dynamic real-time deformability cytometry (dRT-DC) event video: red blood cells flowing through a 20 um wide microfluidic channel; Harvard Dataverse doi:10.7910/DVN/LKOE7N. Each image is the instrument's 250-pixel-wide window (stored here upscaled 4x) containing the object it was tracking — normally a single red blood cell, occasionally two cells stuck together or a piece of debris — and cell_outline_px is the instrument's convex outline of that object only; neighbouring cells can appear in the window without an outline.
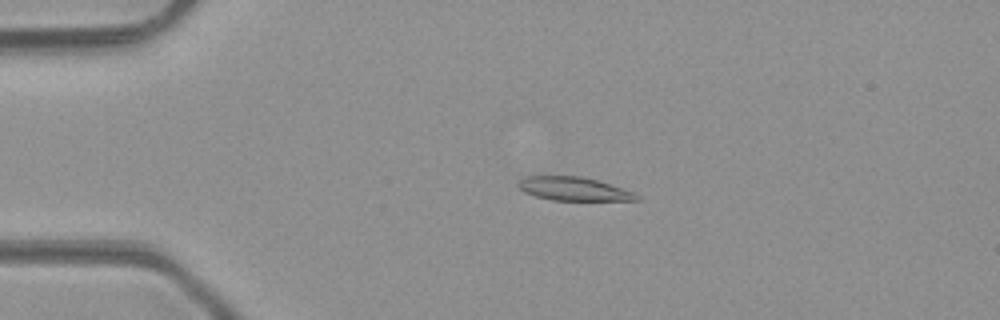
{"species": "common noctule bat (a hibernating species)", "species_latin": "Nyctalus noctula", "temperature_condition": "room temperature", "stored_images_in_passage": 49, "camera_frame_rate_fps": 3000, "um_per_image_px": 0.085, "animal": {"sex": "male", "body_mass_g": 23.1, "forearm_length_mm": 52.7}, "frame": {"image": 1, "passage_image": 11, "time_ms": 3.333, "image_size_px": [1000, 320], "cell_outline_px": [[640, 200], [552, 200], [536, 196], [524, 192], [516, 184], [520, 180], [528, 176], [580, 176], [596, 180], [632, 192], [640, 196]], "centroid_in_image_um": [48.73, 16.05], "position_along_channel_um": 36.3, "area_um2": 15.9}}
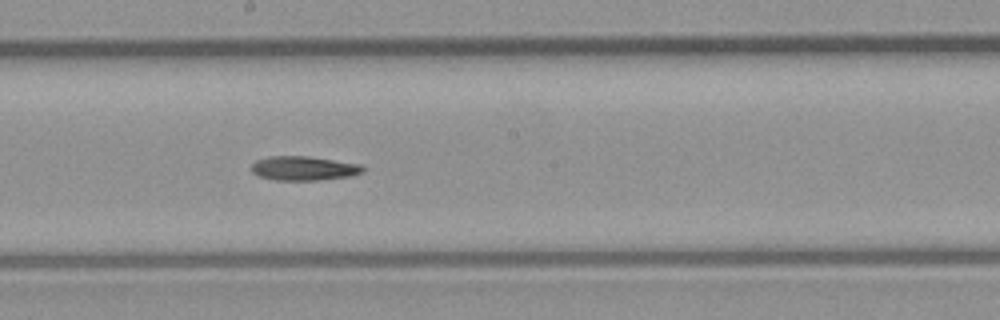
{"frame": {"image": 2, "passage_image": 27, "time_ms": 8.667, "image_size_px": [1000, 320], "cell_outline_px": [[364, 172], [352, 176], [316, 180], [272, 180], [260, 176], [252, 172], [252, 164], [256, 160], [268, 156], [308, 156], [360, 164], [364, 168]], "centroid_in_image_um": [25.82, 14.3], "position_along_channel_um": 222.4, "area_um2": 15.72}}
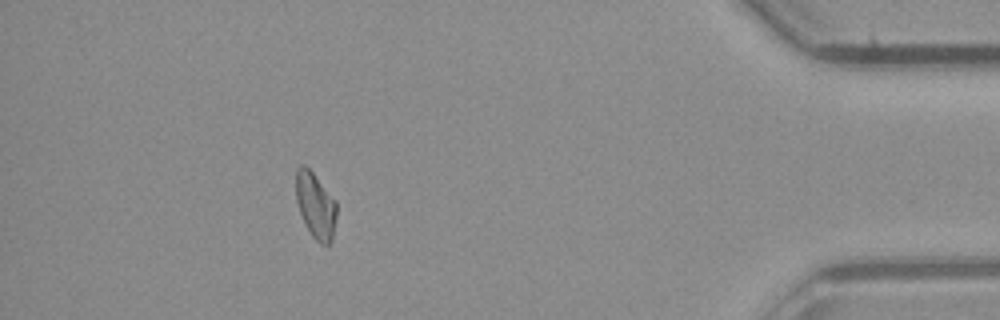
{"frame": {"image": 3, "passage_image": 44, "time_ms": 14.333, "image_size_px": [1000, 320], "cell_outline_px": [[336, 216], [332, 240], [328, 244], [320, 244], [312, 236], [304, 224], [296, 200], [296, 168], [300, 164], [304, 164], [312, 172], [336, 200]], "centroid_in_image_um": [26.81, 17.46], "position_along_channel_um": 408.4, "area_um2": 15.61}}